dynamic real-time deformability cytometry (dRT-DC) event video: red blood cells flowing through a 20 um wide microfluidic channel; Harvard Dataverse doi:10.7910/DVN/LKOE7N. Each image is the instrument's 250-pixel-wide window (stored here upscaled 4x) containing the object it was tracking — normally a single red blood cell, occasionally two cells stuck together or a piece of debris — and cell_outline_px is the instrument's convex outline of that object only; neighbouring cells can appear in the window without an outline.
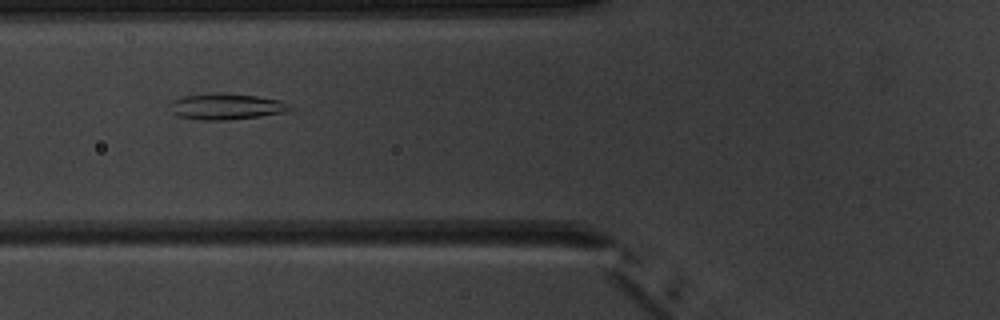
{"species": "common noctule bat (a hibernating species)", "species_latin": "Nyctalus noctula", "temperature_condition": "warm", "stored_images_in_passage": 4, "camera_frame_rate_fps": 3000, "um_per_image_px": 0.085, "animal": {"sex": "male", "body_mass_g": 20.1, "forearm_length_mm": 53.5}, "frame": {"image": 1, "passage_image": 2, "time_ms": 1.0, "image_size_px": [1000, 320], "cell_outline_px": [[292, 108], [288, 112], [260, 116], [228, 120], [200, 120], [176, 116], [172, 112], [168, 104], [172, 100], [184, 96], [256, 96], [280, 100], [288, 104]], "centroid_in_image_um": [19.23, 9.12], "position_along_channel_um": 106.6, "area_um2": 17.34}}
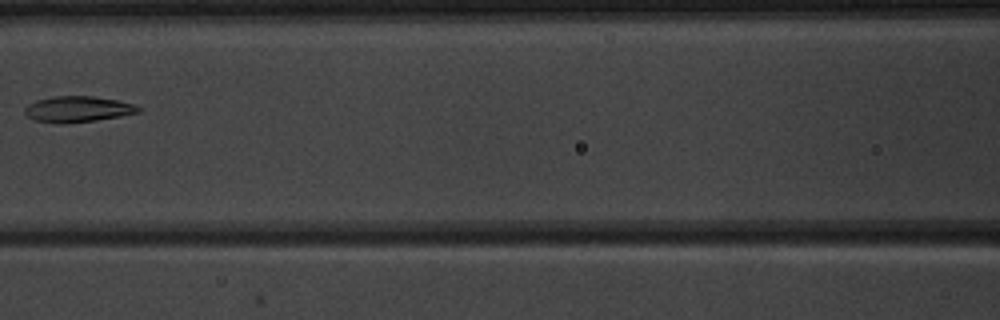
{"frame": {"image": 2, "passage_image": 3, "time_ms": 2.333, "image_size_px": [1000, 320], "cell_outline_px": [[140, 112], [120, 116], [96, 120], [60, 124], [56, 124], [36, 120], [28, 116], [24, 112], [24, 108], [28, 104], [36, 100], [52, 96], [92, 96], [116, 100], [136, 104], [140, 108]], "centroid_in_image_um": [6.59, 9.28], "position_along_channel_um": 160.0, "area_um2": 17.17}}
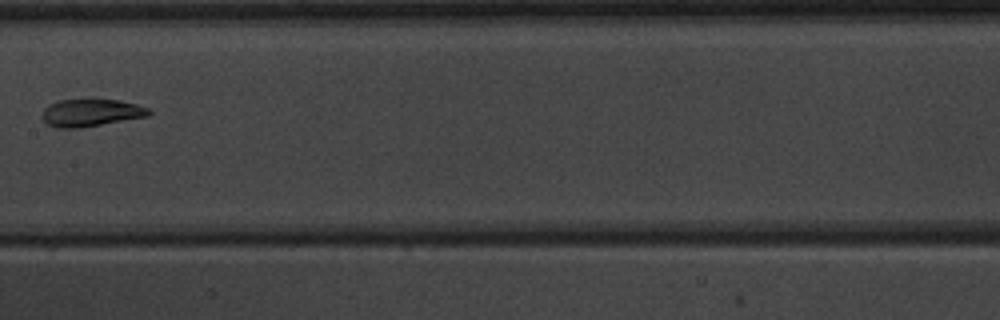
{"frame": {"image": 3, "passage_image": 4, "time_ms": 3.333, "image_size_px": [1000, 320], "cell_outline_px": [[152, 112], [148, 116], [76, 128], [60, 128], [48, 124], [40, 116], [44, 108], [48, 104], [60, 100], [88, 96], [92, 96], [116, 100], [136, 104], [148, 108]], "centroid_in_image_um": [7.69, 9.52], "position_along_channel_um": 199.7, "area_um2": 17.57}}